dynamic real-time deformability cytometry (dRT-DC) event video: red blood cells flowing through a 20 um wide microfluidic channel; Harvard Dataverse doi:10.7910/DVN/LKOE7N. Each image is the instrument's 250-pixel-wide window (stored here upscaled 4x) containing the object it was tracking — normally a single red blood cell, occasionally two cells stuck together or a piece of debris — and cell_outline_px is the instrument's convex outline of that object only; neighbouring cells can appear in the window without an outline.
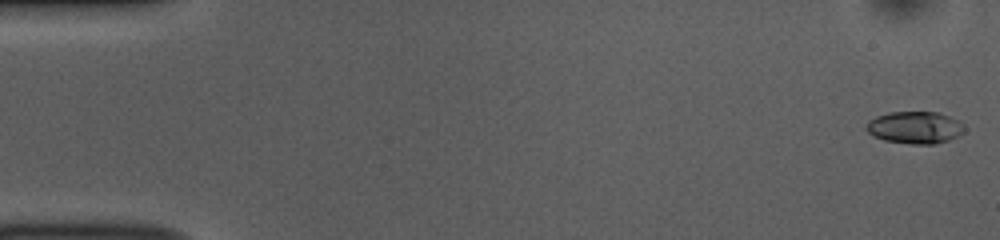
{"species": "common noctule bat (a hibernating species)", "species_latin": "Nyctalus noctula", "temperature_condition": "room temperature", "stored_images_in_passage": 53, "camera_frame_rate_fps": 3000, "um_per_image_px": 0.085, "animal": {"sex": "female", "body_mass_g": 10.0, "forearm_length_mm": 53.1}, "frame": {"image": 1, "passage_image": 1, "time_ms": 0.0, "image_size_px": [1000, 240], "cell_outline_px": [[964, 132], [960, 136], [936, 144], [912, 144], [884, 140], [872, 136], [864, 128], [868, 120], [876, 116], [888, 112], [936, 112], [960, 120], [964, 128]], "centroid_in_image_um": [77.75, 10.84], "position_along_channel_um": 7.2, "area_um2": 18.61}}
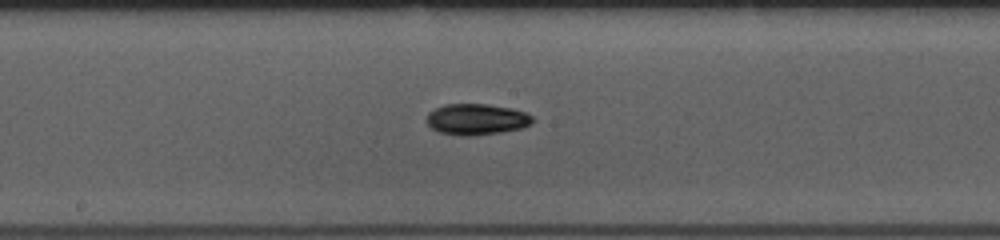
{"frame": {"image": 2, "passage_image": 28, "time_ms": 9.0, "image_size_px": [1000, 240], "cell_outline_px": [[532, 124], [520, 128], [500, 132], [472, 136], [460, 136], [440, 132], [432, 128], [428, 124], [428, 112], [444, 104], [488, 104], [512, 108], [528, 112], [532, 116]], "centroid_in_image_um": [40.53, 10.13], "position_along_channel_um": 207.7, "area_um2": 19.19}}
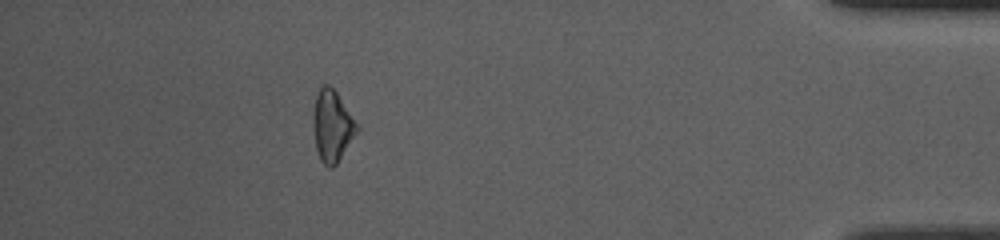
{"frame": {"image": 3, "passage_image": 48, "time_ms": 15.667, "image_size_px": [1000, 240], "cell_outline_px": [[360, 128], [336, 164], [332, 168], [328, 168], [320, 160], [316, 148], [312, 120], [312, 112], [316, 96], [320, 84], [328, 84], [336, 92]], "centroid_in_image_um": [28.21, 10.7], "position_along_channel_um": 407.0, "area_um2": 18.15}, "authors_computed_cell_mechanics": {"area_um2": 18.207, "velocity_mm_per_s": 3.7438, "shape_relaxation_time_tau1_ms": 2.821, "shape_relaxation_time_tau2_ms": null, "deformation_change_tau1": 0.1167, "deformation_change_tau2": null}}